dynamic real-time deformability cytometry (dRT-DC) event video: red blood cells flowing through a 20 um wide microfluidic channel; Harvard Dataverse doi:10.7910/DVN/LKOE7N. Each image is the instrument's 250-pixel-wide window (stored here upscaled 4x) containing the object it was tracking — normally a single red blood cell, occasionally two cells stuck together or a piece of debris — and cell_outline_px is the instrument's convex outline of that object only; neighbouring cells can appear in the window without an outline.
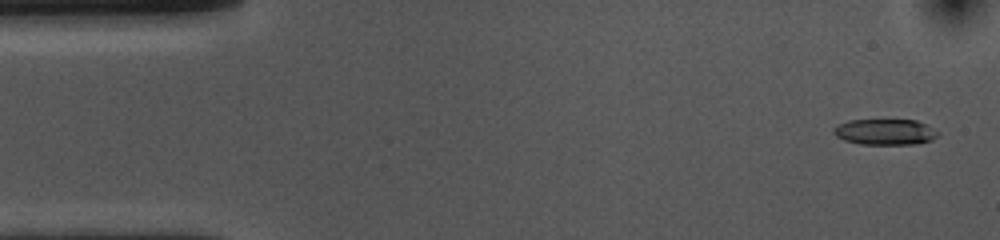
{"species": "common noctule bat (a hibernating species)", "species_latin": "Nyctalus noctula", "temperature_condition": "cold", "stored_images_in_passage": 53, "camera_frame_rate_fps": 3000, "um_per_image_px": 0.085, "animal": {"sex": "female", "body_mass_g": 10.0, "forearm_length_mm": 53.1}, "frame": {"image": 1, "passage_image": 2, "time_ms": 0.333, "image_size_px": [1000, 240], "cell_outline_px": [[940, 132], [932, 140], [916, 144], [860, 144], [844, 140], [836, 136], [832, 132], [832, 128], [848, 120], [916, 120]], "centroid_in_image_um": [75.21, 11.21], "position_along_channel_um": 9.8, "area_um2": 15.66}}
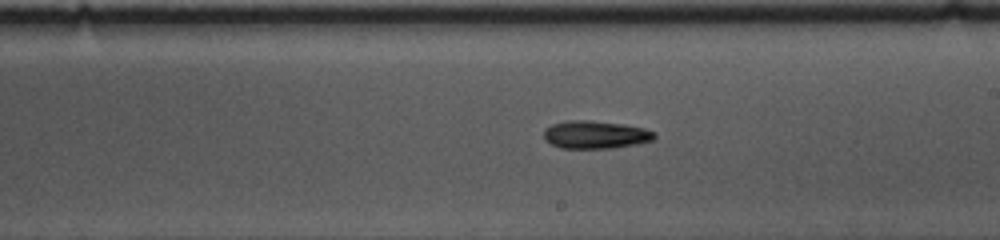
{"frame": {"image": 2, "passage_image": 29, "time_ms": 9.333, "image_size_px": [1000, 240], "cell_outline_px": [[656, 136], [652, 140], [636, 144], [612, 148], [560, 148], [544, 140], [544, 128], [552, 124], [568, 120], [592, 120], [624, 124], [644, 128], [656, 132]], "centroid_in_image_um": [50.6, 11.44], "position_along_channel_um": 238.4, "area_um2": 18.09}}
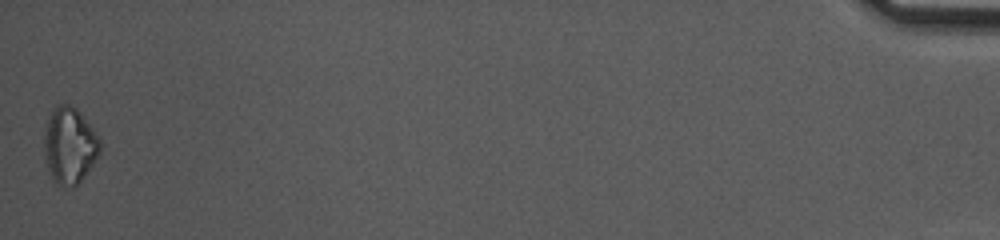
{"frame": {"image": 3, "passage_image": 53, "time_ms": 17.333, "image_size_px": [1000, 240], "cell_outline_px": [[100, 152], [84, 176], [72, 188], [60, 188], [48, 172], [44, 156], [44, 128], [56, 104], [68, 104], [76, 108], [80, 112], [100, 136]], "centroid_in_image_um": [5.9, 12.38], "position_along_channel_um": 429.3, "area_um2": 25.09}, "authors_computed_cell_mechanics": {"area_um2": 17.1666, "velocity_mm_per_s": 3.6548, "shape_relaxation_time_tau1_ms": 6.714, "shape_relaxation_time_tau2_ms": null, "deformation_change_tau1": 0.144, "deformation_change_tau2": null}}